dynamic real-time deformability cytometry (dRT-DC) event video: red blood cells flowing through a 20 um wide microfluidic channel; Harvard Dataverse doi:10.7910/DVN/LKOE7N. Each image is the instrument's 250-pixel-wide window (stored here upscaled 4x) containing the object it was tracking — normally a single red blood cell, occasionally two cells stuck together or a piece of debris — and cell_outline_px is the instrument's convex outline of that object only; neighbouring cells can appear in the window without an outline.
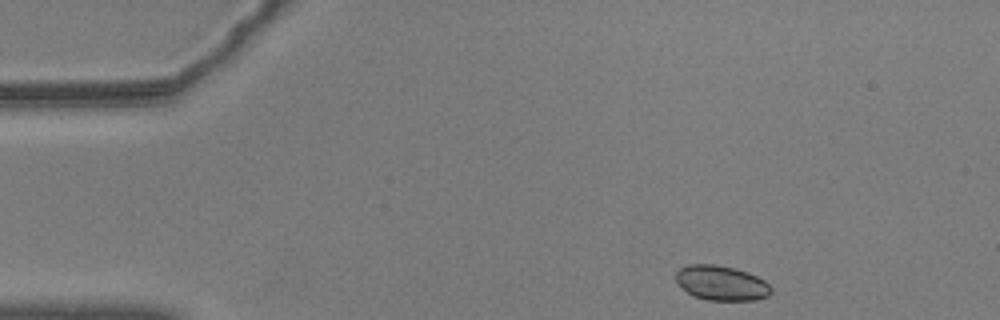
{"species": "common noctule bat (a hibernating species)", "species_latin": "Nyctalus noctula", "temperature_condition": "warm", "stored_images_in_passage": 49, "camera_frame_rate_fps": 3000, "um_per_image_px": 0.085, "animal": {"sex": "male", "body_mass_g": 20.5, "forearm_length_mm": 52.5}, "frame": {"image": 1, "passage_image": 1, "time_ms": 0.0, "image_size_px": [1000, 320], "cell_outline_px": [[772, 292], [768, 296], [756, 300], [708, 300], [692, 296], [676, 280], [676, 272], [680, 268], [688, 264], [716, 264], [736, 268], [748, 272], [764, 280], [772, 288]], "centroid_in_image_um": [61.34, 24.05], "position_along_channel_um": 23.7, "area_um2": 19.36}}
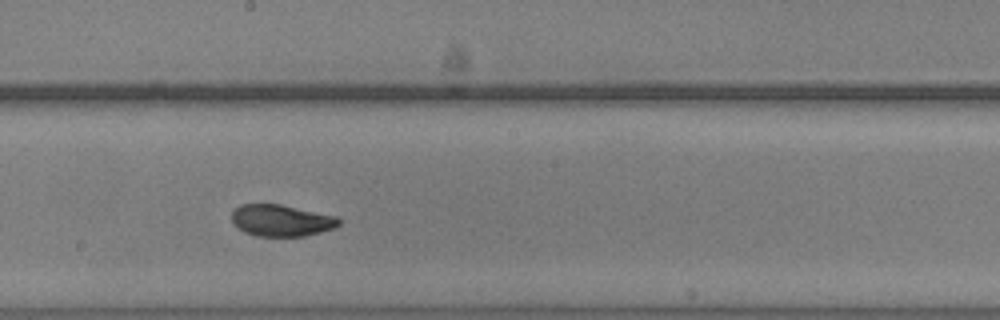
{"frame": {"image": 2, "passage_image": 24, "time_ms": 7.667, "image_size_px": [1000, 320], "cell_outline_px": [[340, 224], [332, 228], [320, 232], [304, 236], [256, 236], [244, 232], [232, 224], [232, 212], [240, 204], [280, 204], [336, 216], [340, 220]], "centroid_in_image_um": [23.87, 18.74], "position_along_channel_um": 224.3, "area_um2": 19.71}}
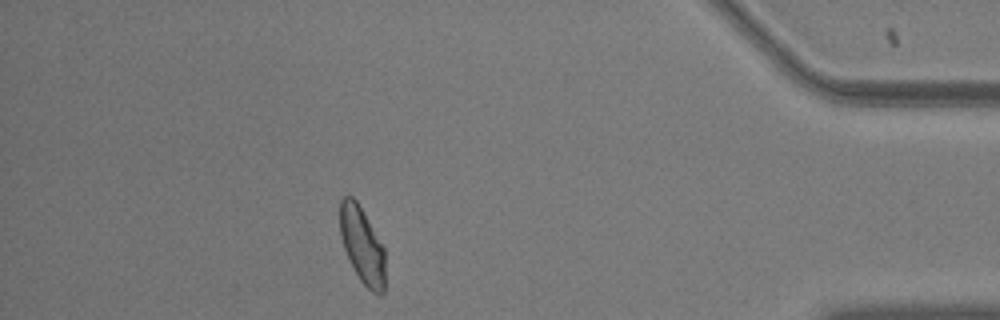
{"frame": {"image": 3, "passage_image": 43, "time_ms": 14.0, "image_size_px": [1000, 320], "cell_outline_px": [[384, 292], [372, 292], [360, 280], [344, 248], [340, 236], [340, 200], [344, 196], [352, 196], [356, 200], [384, 248]], "centroid_in_image_um": [30.77, 20.82], "position_along_channel_um": 404.4, "area_um2": 19.54}, "authors_computed_cell_mechanics": {"area_um2": 20.1144, "velocity_mm_per_s": 3.5615, "shape_relaxation_time_tau1_ms": 2.7104, "shape_relaxation_time_tau2_ms": 1.0218, "deformation_change_tau1": 0.1089, "deformation_change_tau2": 0.0477}}